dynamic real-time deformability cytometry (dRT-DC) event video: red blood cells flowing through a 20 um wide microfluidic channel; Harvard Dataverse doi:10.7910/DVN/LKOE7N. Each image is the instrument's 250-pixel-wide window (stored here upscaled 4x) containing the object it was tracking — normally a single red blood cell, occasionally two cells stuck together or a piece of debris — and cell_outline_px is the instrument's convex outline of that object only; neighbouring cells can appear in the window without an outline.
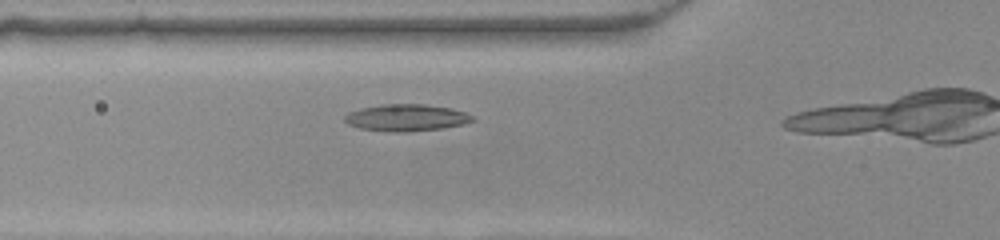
{"species": "common noctule bat (a hibernating species)", "species_latin": "Nyctalus noctula", "temperature_condition": "warm", "stored_images_in_passage": 16, "camera_frame_rate_fps": 3000, "um_per_image_px": 0.085, "animal": {"sex": "female", "body_mass_g": 22.0, "forearm_length_mm": 56.7}, "frame": {"image": 1, "passage_image": 12, "time_ms": 3.667, "image_size_px": [1000, 240], "cell_outline_px": [[476, 120], [464, 124], [444, 128], [408, 132], [392, 132], [360, 128], [348, 124], [344, 120], [344, 116], [348, 112], [360, 108], [384, 104], [424, 104], [452, 108], [464, 112], [472, 116]], "centroid_in_image_um": [34.54, 10.0], "position_along_channel_um": 91.3, "area_um2": 20.11}}